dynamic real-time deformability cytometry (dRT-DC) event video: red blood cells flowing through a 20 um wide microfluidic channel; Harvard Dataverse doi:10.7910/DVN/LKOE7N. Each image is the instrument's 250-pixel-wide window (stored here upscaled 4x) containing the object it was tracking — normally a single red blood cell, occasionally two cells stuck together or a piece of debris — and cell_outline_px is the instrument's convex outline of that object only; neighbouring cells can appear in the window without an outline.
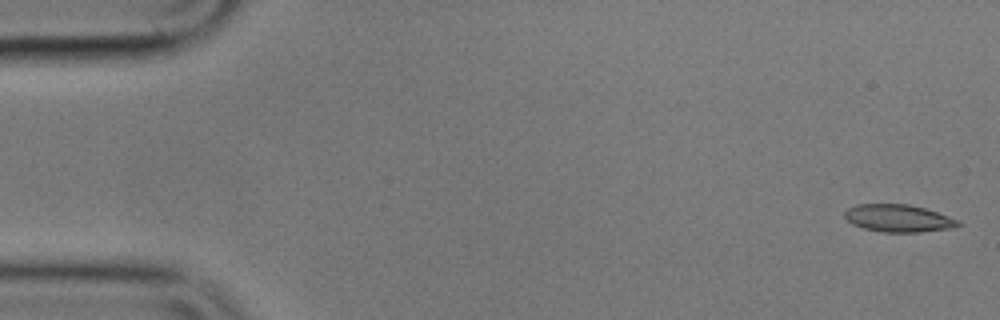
{"species": "common noctule bat (a hibernating species)", "species_latin": "Nyctalus noctula", "temperature_condition": "cold", "stored_images_in_passage": 16, "camera_frame_rate_fps": 3000, "um_per_image_px": 0.085, "animal": {"sex": "male", "body_mass_g": 17.9}, "frame": {"image": 1, "passage_image": 1, "time_ms": 0.0, "image_size_px": [1000, 320], "cell_outline_px": [[960, 224], [948, 228], [920, 232], [880, 232], [864, 228], [852, 224], [844, 216], [844, 212], [848, 208], [856, 204], [908, 204], [924, 208], [960, 220]], "centroid_in_image_um": [76.31, 18.55], "position_along_channel_um": 8.7, "area_um2": 17.98}}